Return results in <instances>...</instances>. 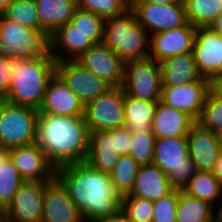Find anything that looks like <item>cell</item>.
<instances>
[{"label": "cell", "instance_id": "cell-52", "mask_svg": "<svg viewBox=\"0 0 222 222\" xmlns=\"http://www.w3.org/2000/svg\"><path fill=\"white\" fill-rule=\"evenodd\" d=\"M3 16V10H2V8L0 7V17H2Z\"/></svg>", "mask_w": 222, "mask_h": 222}, {"label": "cell", "instance_id": "cell-40", "mask_svg": "<svg viewBox=\"0 0 222 222\" xmlns=\"http://www.w3.org/2000/svg\"><path fill=\"white\" fill-rule=\"evenodd\" d=\"M12 83L10 58L0 55V99L3 100L9 92Z\"/></svg>", "mask_w": 222, "mask_h": 222}, {"label": "cell", "instance_id": "cell-20", "mask_svg": "<svg viewBox=\"0 0 222 222\" xmlns=\"http://www.w3.org/2000/svg\"><path fill=\"white\" fill-rule=\"evenodd\" d=\"M187 142L189 157L194 162L197 171L210 172L222 148L220 135L195 123L190 128Z\"/></svg>", "mask_w": 222, "mask_h": 222}, {"label": "cell", "instance_id": "cell-5", "mask_svg": "<svg viewBox=\"0 0 222 222\" xmlns=\"http://www.w3.org/2000/svg\"><path fill=\"white\" fill-rule=\"evenodd\" d=\"M0 55L35 60L51 56L50 36L0 17Z\"/></svg>", "mask_w": 222, "mask_h": 222}, {"label": "cell", "instance_id": "cell-23", "mask_svg": "<svg viewBox=\"0 0 222 222\" xmlns=\"http://www.w3.org/2000/svg\"><path fill=\"white\" fill-rule=\"evenodd\" d=\"M195 123L186 113L159 100L153 117L152 133L156 138L187 137Z\"/></svg>", "mask_w": 222, "mask_h": 222}, {"label": "cell", "instance_id": "cell-26", "mask_svg": "<svg viewBox=\"0 0 222 222\" xmlns=\"http://www.w3.org/2000/svg\"><path fill=\"white\" fill-rule=\"evenodd\" d=\"M40 31L51 36L60 27L70 22L78 8L77 0H35Z\"/></svg>", "mask_w": 222, "mask_h": 222}, {"label": "cell", "instance_id": "cell-16", "mask_svg": "<svg viewBox=\"0 0 222 222\" xmlns=\"http://www.w3.org/2000/svg\"><path fill=\"white\" fill-rule=\"evenodd\" d=\"M196 27L189 22L177 28L150 34L149 58L161 62L165 58L193 52Z\"/></svg>", "mask_w": 222, "mask_h": 222}, {"label": "cell", "instance_id": "cell-33", "mask_svg": "<svg viewBox=\"0 0 222 222\" xmlns=\"http://www.w3.org/2000/svg\"><path fill=\"white\" fill-rule=\"evenodd\" d=\"M3 16L29 29L40 30L35 0H17L3 10Z\"/></svg>", "mask_w": 222, "mask_h": 222}, {"label": "cell", "instance_id": "cell-46", "mask_svg": "<svg viewBox=\"0 0 222 222\" xmlns=\"http://www.w3.org/2000/svg\"><path fill=\"white\" fill-rule=\"evenodd\" d=\"M182 0H136L135 2H149L154 4H176Z\"/></svg>", "mask_w": 222, "mask_h": 222}, {"label": "cell", "instance_id": "cell-45", "mask_svg": "<svg viewBox=\"0 0 222 222\" xmlns=\"http://www.w3.org/2000/svg\"><path fill=\"white\" fill-rule=\"evenodd\" d=\"M93 222H127V221L125 217L121 213H119L117 216L103 218V219H99Z\"/></svg>", "mask_w": 222, "mask_h": 222}, {"label": "cell", "instance_id": "cell-7", "mask_svg": "<svg viewBox=\"0 0 222 222\" xmlns=\"http://www.w3.org/2000/svg\"><path fill=\"white\" fill-rule=\"evenodd\" d=\"M39 111L0 101V148L11 149L36 142Z\"/></svg>", "mask_w": 222, "mask_h": 222}, {"label": "cell", "instance_id": "cell-50", "mask_svg": "<svg viewBox=\"0 0 222 222\" xmlns=\"http://www.w3.org/2000/svg\"><path fill=\"white\" fill-rule=\"evenodd\" d=\"M125 1L129 6H131L136 0H123Z\"/></svg>", "mask_w": 222, "mask_h": 222}, {"label": "cell", "instance_id": "cell-42", "mask_svg": "<svg viewBox=\"0 0 222 222\" xmlns=\"http://www.w3.org/2000/svg\"><path fill=\"white\" fill-rule=\"evenodd\" d=\"M210 90L222 98V71L210 80Z\"/></svg>", "mask_w": 222, "mask_h": 222}, {"label": "cell", "instance_id": "cell-34", "mask_svg": "<svg viewBox=\"0 0 222 222\" xmlns=\"http://www.w3.org/2000/svg\"><path fill=\"white\" fill-rule=\"evenodd\" d=\"M70 23L76 30L88 35L95 44L103 42L104 19L95 13L77 8Z\"/></svg>", "mask_w": 222, "mask_h": 222}, {"label": "cell", "instance_id": "cell-22", "mask_svg": "<svg viewBox=\"0 0 222 222\" xmlns=\"http://www.w3.org/2000/svg\"><path fill=\"white\" fill-rule=\"evenodd\" d=\"M117 128L90 133L86 162L96 170L109 173L119 160Z\"/></svg>", "mask_w": 222, "mask_h": 222}, {"label": "cell", "instance_id": "cell-4", "mask_svg": "<svg viewBox=\"0 0 222 222\" xmlns=\"http://www.w3.org/2000/svg\"><path fill=\"white\" fill-rule=\"evenodd\" d=\"M149 42L150 34L130 8L104 20L103 43L124 62L149 58Z\"/></svg>", "mask_w": 222, "mask_h": 222}, {"label": "cell", "instance_id": "cell-48", "mask_svg": "<svg viewBox=\"0 0 222 222\" xmlns=\"http://www.w3.org/2000/svg\"><path fill=\"white\" fill-rule=\"evenodd\" d=\"M216 222H222V199L219 206L216 208Z\"/></svg>", "mask_w": 222, "mask_h": 222}, {"label": "cell", "instance_id": "cell-10", "mask_svg": "<svg viewBox=\"0 0 222 222\" xmlns=\"http://www.w3.org/2000/svg\"><path fill=\"white\" fill-rule=\"evenodd\" d=\"M130 9L134 12L138 23L149 34L170 30L188 23L183 0L176 4L134 2Z\"/></svg>", "mask_w": 222, "mask_h": 222}, {"label": "cell", "instance_id": "cell-37", "mask_svg": "<svg viewBox=\"0 0 222 222\" xmlns=\"http://www.w3.org/2000/svg\"><path fill=\"white\" fill-rule=\"evenodd\" d=\"M156 137L152 132L132 134L130 155L140 166L152 164Z\"/></svg>", "mask_w": 222, "mask_h": 222}, {"label": "cell", "instance_id": "cell-30", "mask_svg": "<svg viewBox=\"0 0 222 222\" xmlns=\"http://www.w3.org/2000/svg\"><path fill=\"white\" fill-rule=\"evenodd\" d=\"M23 182L9 157V149L0 148V207L7 208Z\"/></svg>", "mask_w": 222, "mask_h": 222}, {"label": "cell", "instance_id": "cell-32", "mask_svg": "<svg viewBox=\"0 0 222 222\" xmlns=\"http://www.w3.org/2000/svg\"><path fill=\"white\" fill-rule=\"evenodd\" d=\"M140 165L130 156L121 155L114 168L109 172L112 183L123 197L134 188Z\"/></svg>", "mask_w": 222, "mask_h": 222}, {"label": "cell", "instance_id": "cell-36", "mask_svg": "<svg viewBox=\"0 0 222 222\" xmlns=\"http://www.w3.org/2000/svg\"><path fill=\"white\" fill-rule=\"evenodd\" d=\"M120 213L127 222H152L153 201L139 197L123 196Z\"/></svg>", "mask_w": 222, "mask_h": 222}, {"label": "cell", "instance_id": "cell-24", "mask_svg": "<svg viewBox=\"0 0 222 222\" xmlns=\"http://www.w3.org/2000/svg\"><path fill=\"white\" fill-rule=\"evenodd\" d=\"M175 188L168 181L167 174L154 164L141 165L135 185L130 194L146 200H158L172 193Z\"/></svg>", "mask_w": 222, "mask_h": 222}, {"label": "cell", "instance_id": "cell-25", "mask_svg": "<svg viewBox=\"0 0 222 222\" xmlns=\"http://www.w3.org/2000/svg\"><path fill=\"white\" fill-rule=\"evenodd\" d=\"M160 65L162 86H179L195 81H210L199 74L193 52L165 58L160 62Z\"/></svg>", "mask_w": 222, "mask_h": 222}, {"label": "cell", "instance_id": "cell-19", "mask_svg": "<svg viewBox=\"0 0 222 222\" xmlns=\"http://www.w3.org/2000/svg\"><path fill=\"white\" fill-rule=\"evenodd\" d=\"M84 103L55 73L50 79L39 114L78 117L84 116Z\"/></svg>", "mask_w": 222, "mask_h": 222}, {"label": "cell", "instance_id": "cell-31", "mask_svg": "<svg viewBox=\"0 0 222 222\" xmlns=\"http://www.w3.org/2000/svg\"><path fill=\"white\" fill-rule=\"evenodd\" d=\"M183 1L187 20L194 27H208L222 13V0Z\"/></svg>", "mask_w": 222, "mask_h": 222}, {"label": "cell", "instance_id": "cell-14", "mask_svg": "<svg viewBox=\"0 0 222 222\" xmlns=\"http://www.w3.org/2000/svg\"><path fill=\"white\" fill-rule=\"evenodd\" d=\"M210 90V81H195L179 86H162L161 101L198 121Z\"/></svg>", "mask_w": 222, "mask_h": 222}, {"label": "cell", "instance_id": "cell-18", "mask_svg": "<svg viewBox=\"0 0 222 222\" xmlns=\"http://www.w3.org/2000/svg\"><path fill=\"white\" fill-rule=\"evenodd\" d=\"M41 222H85L66 188L56 177L44 182Z\"/></svg>", "mask_w": 222, "mask_h": 222}, {"label": "cell", "instance_id": "cell-41", "mask_svg": "<svg viewBox=\"0 0 222 222\" xmlns=\"http://www.w3.org/2000/svg\"><path fill=\"white\" fill-rule=\"evenodd\" d=\"M132 133L124 126L117 128L118 151L121 155H128L131 147Z\"/></svg>", "mask_w": 222, "mask_h": 222}, {"label": "cell", "instance_id": "cell-51", "mask_svg": "<svg viewBox=\"0 0 222 222\" xmlns=\"http://www.w3.org/2000/svg\"><path fill=\"white\" fill-rule=\"evenodd\" d=\"M219 186H220V192H221V195H222V181L219 183Z\"/></svg>", "mask_w": 222, "mask_h": 222}, {"label": "cell", "instance_id": "cell-2", "mask_svg": "<svg viewBox=\"0 0 222 222\" xmlns=\"http://www.w3.org/2000/svg\"><path fill=\"white\" fill-rule=\"evenodd\" d=\"M89 141L84 116L39 114L36 143L56 168L86 161Z\"/></svg>", "mask_w": 222, "mask_h": 222}, {"label": "cell", "instance_id": "cell-13", "mask_svg": "<svg viewBox=\"0 0 222 222\" xmlns=\"http://www.w3.org/2000/svg\"><path fill=\"white\" fill-rule=\"evenodd\" d=\"M193 54L199 74L211 80L222 71V36L210 27H196Z\"/></svg>", "mask_w": 222, "mask_h": 222}, {"label": "cell", "instance_id": "cell-38", "mask_svg": "<svg viewBox=\"0 0 222 222\" xmlns=\"http://www.w3.org/2000/svg\"><path fill=\"white\" fill-rule=\"evenodd\" d=\"M78 8L95 13L104 20L122 15L130 6L123 0H77Z\"/></svg>", "mask_w": 222, "mask_h": 222}, {"label": "cell", "instance_id": "cell-12", "mask_svg": "<svg viewBox=\"0 0 222 222\" xmlns=\"http://www.w3.org/2000/svg\"><path fill=\"white\" fill-rule=\"evenodd\" d=\"M9 157L24 181L49 182L56 176V167L36 142L9 149Z\"/></svg>", "mask_w": 222, "mask_h": 222}, {"label": "cell", "instance_id": "cell-3", "mask_svg": "<svg viewBox=\"0 0 222 222\" xmlns=\"http://www.w3.org/2000/svg\"><path fill=\"white\" fill-rule=\"evenodd\" d=\"M10 68L12 83L3 100L38 110L43 102L46 87L56 73L54 58H10Z\"/></svg>", "mask_w": 222, "mask_h": 222}, {"label": "cell", "instance_id": "cell-47", "mask_svg": "<svg viewBox=\"0 0 222 222\" xmlns=\"http://www.w3.org/2000/svg\"><path fill=\"white\" fill-rule=\"evenodd\" d=\"M0 222H9L6 208L0 207Z\"/></svg>", "mask_w": 222, "mask_h": 222}, {"label": "cell", "instance_id": "cell-6", "mask_svg": "<svg viewBox=\"0 0 222 222\" xmlns=\"http://www.w3.org/2000/svg\"><path fill=\"white\" fill-rule=\"evenodd\" d=\"M152 164L165 172L170 184L178 190L197 172L189 157L187 137L156 138Z\"/></svg>", "mask_w": 222, "mask_h": 222}, {"label": "cell", "instance_id": "cell-1", "mask_svg": "<svg viewBox=\"0 0 222 222\" xmlns=\"http://www.w3.org/2000/svg\"><path fill=\"white\" fill-rule=\"evenodd\" d=\"M55 177L66 188L85 222L120 213L122 196L109 173L96 170L84 161L57 167Z\"/></svg>", "mask_w": 222, "mask_h": 222}, {"label": "cell", "instance_id": "cell-35", "mask_svg": "<svg viewBox=\"0 0 222 222\" xmlns=\"http://www.w3.org/2000/svg\"><path fill=\"white\" fill-rule=\"evenodd\" d=\"M198 123L202 128L215 133L222 131V98L209 90Z\"/></svg>", "mask_w": 222, "mask_h": 222}, {"label": "cell", "instance_id": "cell-15", "mask_svg": "<svg viewBox=\"0 0 222 222\" xmlns=\"http://www.w3.org/2000/svg\"><path fill=\"white\" fill-rule=\"evenodd\" d=\"M44 182L24 181L7 206L9 222H41Z\"/></svg>", "mask_w": 222, "mask_h": 222}, {"label": "cell", "instance_id": "cell-29", "mask_svg": "<svg viewBox=\"0 0 222 222\" xmlns=\"http://www.w3.org/2000/svg\"><path fill=\"white\" fill-rule=\"evenodd\" d=\"M181 190L185 194L208 201L215 208L222 199L218 180L207 171H197Z\"/></svg>", "mask_w": 222, "mask_h": 222}, {"label": "cell", "instance_id": "cell-11", "mask_svg": "<svg viewBox=\"0 0 222 222\" xmlns=\"http://www.w3.org/2000/svg\"><path fill=\"white\" fill-rule=\"evenodd\" d=\"M56 74L84 105L112 87L105 80L83 67L77 60L56 62Z\"/></svg>", "mask_w": 222, "mask_h": 222}, {"label": "cell", "instance_id": "cell-49", "mask_svg": "<svg viewBox=\"0 0 222 222\" xmlns=\"http://www.w3.org/2000/svg\"><path fill=\"white\" fill-rule=\"evenodd\" d=\"M17 0H0V7L4 10L7 6L11 5Z\"/></svg>", "mask_w": 222, "mask_h": 222}, {"label": "cell", "instance_id": "cell-21", "mask_svg": "<svg viewBox=\"0 0 222 222\" xmlns=\"http://www.w3.org/2000/svg\"><path fill=\"white\" fill-rule=\"evenodd\" d=\"M50 42L51 56L55 62L76 60L95 44L70 22L54 32L50 36Z\"/></svg>", "mask_w": 222, "mask_h": 222}, {"label": "cell", "instance_id": "cell-44", "mask_svg": "<svg viewBox=\"0 0 222 222\" xmlns=\"http://www.w3.org/2000/svg\"><path fill=\"white\" fill-rule=\"evenodd\" d=\"M208 27L222 36V13Z\"/></svg>", "mask_w": 222, "mask_h": 222}, {"label": "cell", "instance_id": "cell-53", "mask_svg": "<svg viewBox=\"0 0 222 222\" xmlns=\"http://www.w3.org/2000/svg\"><path fill=\"white\" fill-rule=\"evenodd\" d=\"M219 135H220V139L222 141V131L219 133Z\"/></svg>", "mask_w": 222, "mask_h": 222}, {"label": "cell", "instance_id": "cell-8", "mask_svg": "<svg viewBox=\"0 0 222 222\" xmlns=\"http://www.w3.org/2000/svg\"><path fill=\"white\" fill-rule=\"evenodd\" d=\"M122 88L126 95L135 99L157 102L161 100L160 62L151 58L124 62Z\"/></svg>", "mask_w": 222, "mask_h": 222}, {"label": "cell", "instance_id": "cell-39", "mask_svg": "<svg viewBox=\"0 0 222 222\" xmlns=\"http://www.w3.org/2000/svg\"><path fill=\"white\" fill-rule=\"evenodd\" d=\"M179 199V190L158 200L153 201L152 222H176V209Z\"/></svg>", "mask_w": 222, "mask_h": 222}, {"label": "cell", "instance_id": "cell-27", "mask_svg": "<svg viewBox=\"0 0 222 222\" xmlns=\"http://www.w3.org/2000/svg\"><path fill=\"white\" fill-rule=\"evenodd\" d=\"M157 101L132 98L124 93L125 127L132 133L152 132Z\"/></svg>", "mask_w": 222, "mask_h": 222}, {"label": "cell", "instance_id": "cell-43", "mask_svg": "<svg viewBox=\"0 0 222 222\" xmlns=\"http://www.w3.org/2000/svg\"><path fill=\"white\" fill-rule=\"evenodd\" d=\"M211 174L218 180L220 183L222 181V148L218 154V158L210 171Z\"/></svg>", "mask_w": 222, "mask_h": 222}, {"label": "cell", "instance_id": "cell-17", "mask_svg": "<svg viewBox=\"0 0 222 222\" xmlns=\"http://www.w3.org/2000/svg\"><path fill=\"white\" fill-rule=\"evenodd\" d=\"M76 60L111 86H122L124 61L103 42L94 44Z\"/></svg>", "mask_w": 222, "mask_h": 222}, {"label": "cell", "instance_id": "cell-28", "mask_svg": "<svg viewBox=\"0 0 222 222\" xmlns=\"http://www.w3.org/2000/svg\"><path fill=\"white\" fill-rule=\"evenodd\" d=\"M176 222H216V208L208 201L179 190Z\"/></svg>", "mask_w": 222, "mask_h": 222}, {"label": "cell", "instance_id": "cell-9", "mask_svg": "<svg viewBox=\"0 0 222 222\" xmlns=\"http://www.w3.org/2000/svg\"><path fill=\"white\" fill-rule=\"evenodd\" d=\"M84 120L90 133L124 127L122 86H112L104 94L87 102L84 106Z\"/></svg>", "mask_w": 222, "mask_h": 222}]
</instances>
